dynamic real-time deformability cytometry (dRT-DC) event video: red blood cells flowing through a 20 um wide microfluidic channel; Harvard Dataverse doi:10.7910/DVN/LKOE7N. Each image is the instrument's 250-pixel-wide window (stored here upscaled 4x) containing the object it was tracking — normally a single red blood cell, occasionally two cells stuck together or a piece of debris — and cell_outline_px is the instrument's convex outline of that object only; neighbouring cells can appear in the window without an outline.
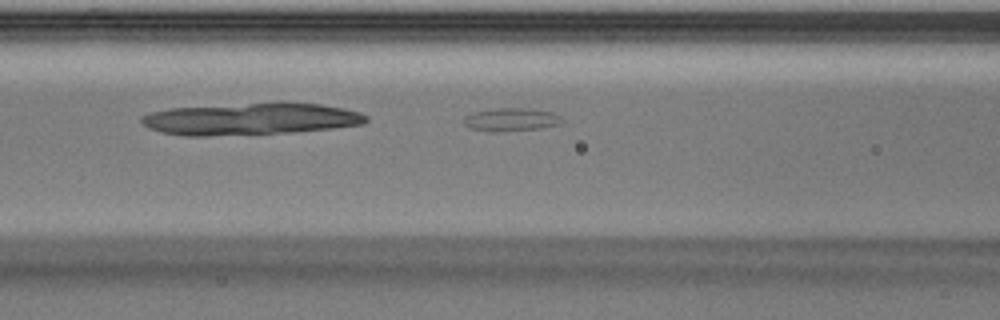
{"species": "Egyptian fruit bat (a non-hibernating species)", "species_latin": "Rousettus aegyptiacus", "temperature_condition": "warm", "stored_images_in_passage": 7, "camera_frame_rate_fps": 3000, "um_per_image_px": 0.085, "animal": {"sex": "male"}, "frame": {"image": 1, "passage_image": 6, "time_ms": 1.667, "image_size_px": [1000, 320], "cell_outline_px": [[564, 120], [560, 124], [540, 128], [496, 132], [492, 132], [472, 128], [464, 124], [464, 120], [468, 116], [476, 112], [500, 108], [528, 108], [552, 112], [560, 116]], "centroid_in_image_um": [43.51, 10.17], "position_along_channel_um": 123.1, "area_um2": 12.95}}